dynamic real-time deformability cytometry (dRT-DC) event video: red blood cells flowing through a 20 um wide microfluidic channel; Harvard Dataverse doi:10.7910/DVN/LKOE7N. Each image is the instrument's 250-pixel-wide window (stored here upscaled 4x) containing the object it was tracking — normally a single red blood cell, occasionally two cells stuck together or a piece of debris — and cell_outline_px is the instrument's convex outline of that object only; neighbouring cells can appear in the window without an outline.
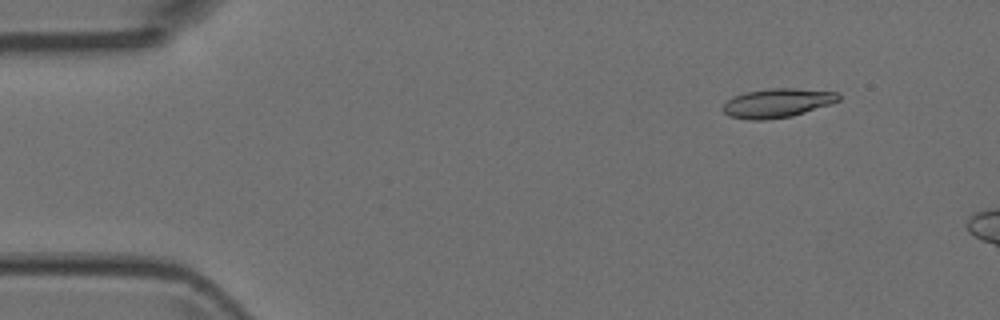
{"species": "Egyptian fruit bat (a non-hibernating species)", "species_latin": "Rousettus aegyptiacus", "temperature_condition": "room temperature", "stored_images_in_passage": 4, "camera_frame_rate_fps": 3000, "um_per_image_px": 0.085, "animal": {"sex": "female"}, "frame": {"image": 1, "passage_image": 2, "time_ms": 0.333, "image_size_px": [1000, 320], "cell_outline_px": [[840, 100], [792, 116], [764, 120], [752, 120], [728, 116], [720, 108], [732, 96], [744, 92], [772, 88], [792, 88], [840, 92]], "centroid_in_image_um": [66.03, 8.75], "position_along_channel_um": 19.0, "area_um2": 19.54}}